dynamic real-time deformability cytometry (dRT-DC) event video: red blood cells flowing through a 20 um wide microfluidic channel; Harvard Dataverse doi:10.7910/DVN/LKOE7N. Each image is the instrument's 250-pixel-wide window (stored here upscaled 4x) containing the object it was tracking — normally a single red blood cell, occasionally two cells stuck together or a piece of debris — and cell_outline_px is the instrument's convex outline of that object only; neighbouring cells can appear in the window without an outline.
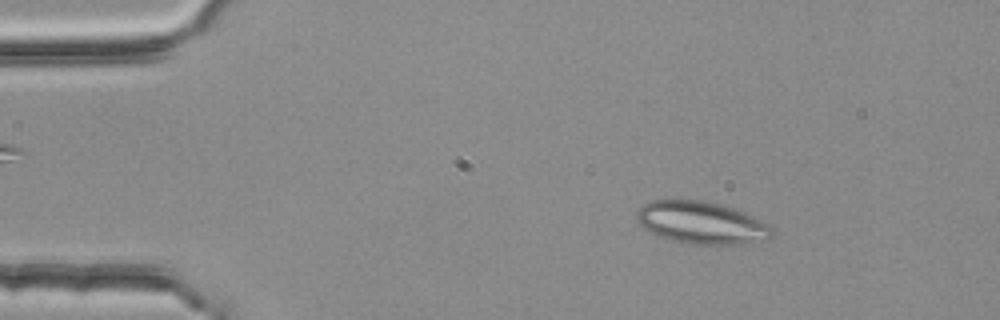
{"species": "common noctule bat (a hibernating species)", "species_latin": "Nyctalus noctula", "temperature_condition": "room temperature", "stored_images_in_passage": 3, "camera_frame_rate_fps": 3000, "um_per_image_px": 0.085, "animal": {"sex": "female", "body_mass_g": 25.1}, "frame": {"image": 1, "passage_image": 1, "time_ms": 0.0, "image_size_px": [1000, 320], "cell_outline_px": [[776, 228], [772, 236], [768, 240], [740, 244], [688, 244], [656, 236], [644, 228], [640, 224], [636, 216], [636, 212], [644, 204], [652, 200], [704, 200], [720, 204], [732, 208], [772, 224]], "centroid_in_image_um": [59.67, 18.94], "position_along_channel_um": 25.3, "area_um2": 33.7}}